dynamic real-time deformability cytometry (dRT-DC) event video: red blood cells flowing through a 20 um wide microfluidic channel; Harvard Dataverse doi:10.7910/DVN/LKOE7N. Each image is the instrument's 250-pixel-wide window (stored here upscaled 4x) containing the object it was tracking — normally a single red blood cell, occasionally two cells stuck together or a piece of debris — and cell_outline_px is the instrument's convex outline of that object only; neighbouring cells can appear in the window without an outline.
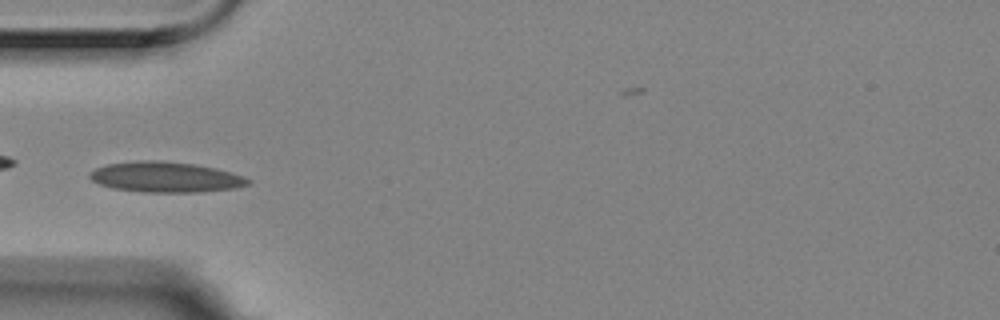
{"species": "Egyptian fruit bat (a non-hibernating species)", "species_latin": "Rousettus aegyptiacus", "temperature_condition": "room temperature", "stored_images_in_passage": 14, "camera_frame_rate_fps": 3000, "um_per_image_px": 0.085, "animal": {"sex": "female"}, "frame": {"image": 1, "passage_image": 4, "time_ms": 1.0, "image_size_px": [1000, 320], "cell_outline_px": [[252, 184], [236, 188], [200, 192], [144, 192], [112, 188], [100, 184], [92, 180], [88, 176], [88, 172], [96, 168], [108, 164], [140, 160], [156, 160], [196, 164], [216, 168], [232, 172], [244, 176], [252, 180]], "centroid_in_image_um": [14.12, 15.05], "position_along_channel_um": 70.9, "area_um2": 28.32}}
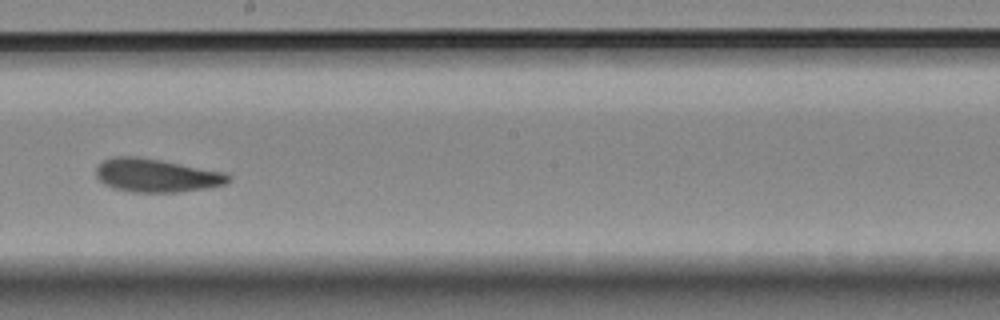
{"frame": {"image": 2, "passage_image": 8, "time_ms": 2.333, "image_size_px": [1000, 320], "cell_outline_px": [[232, 180], [224, 184], [204, 188], [180, 192], [132, 192], [112, 188], [104, 184], [96, 176], [96, 168], [104, 160], [116, 156], [136, 156], [160, 160], [224, 172], [232, 176]], "centroid_in_image_um": [13.29, 14.91], "position_along_channel_um": 234.9, "area_um2": 25.61}}
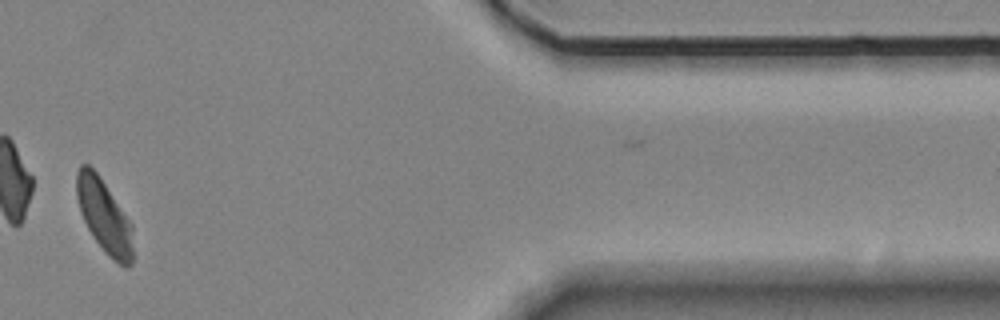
{"frame": {"image": 3, "passage_image": 12, "time_ms": 3.667, "image_size_px": [1000, 320], "cell_outline_px": [[132, 264], [128, 268], [124, 268], [112, 260], [104, 252], [92, 236], [80, 212], [76, 196], [76, 172], [80, 164], [88, 164], [96, 172], [132, 224]], "centroid_in_image_um": [8.84, 18.41], "position_along_channel_um": 402.6, "area_um2": 24.04}}